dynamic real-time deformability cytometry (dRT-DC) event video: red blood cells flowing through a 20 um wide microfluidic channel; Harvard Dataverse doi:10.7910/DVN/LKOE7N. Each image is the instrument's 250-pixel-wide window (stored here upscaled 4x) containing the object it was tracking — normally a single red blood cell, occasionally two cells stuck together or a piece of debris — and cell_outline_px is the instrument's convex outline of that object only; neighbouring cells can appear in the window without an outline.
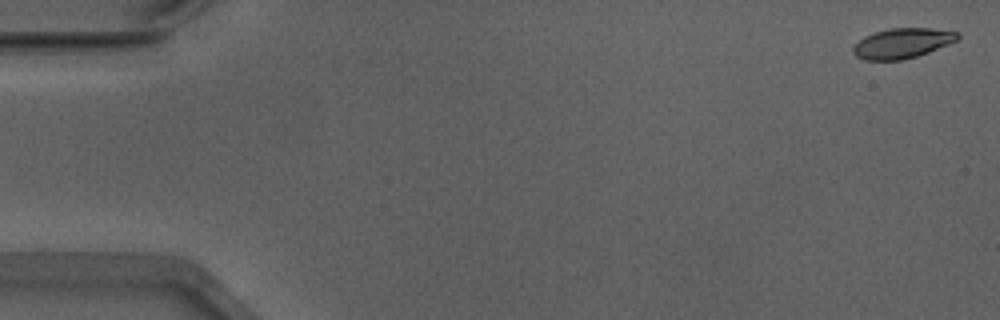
{"species": "Egyptian fruit bat (a non-hibernating species)", "species_latin": "Rousettus aegyptiacus", "temperature_condition": "warm", "stored_images_in_passage": 14, "camera_frame_rate_fps": 3000, "um_per_image_px": 0.085, "animal": {"sex": "male"}, "frame": {"image": 1, "passage_image": 2, "time_ms": 0.333, "image_size_px": [1000, 320], "cell_outline_px": [[960, 36], [956, 40], [948, 44], [928, 52], [916, 56], [900, 60], [864, 60], [856, 56], [852, 52], [852, 48], [864, 36], [872, 32], [888, 28], [932, 28], [956, 32]], "centroid_in_image_um": [76.65, 3.67], "position_along_channel_um": 8.4, "area_um2": 18.21}}